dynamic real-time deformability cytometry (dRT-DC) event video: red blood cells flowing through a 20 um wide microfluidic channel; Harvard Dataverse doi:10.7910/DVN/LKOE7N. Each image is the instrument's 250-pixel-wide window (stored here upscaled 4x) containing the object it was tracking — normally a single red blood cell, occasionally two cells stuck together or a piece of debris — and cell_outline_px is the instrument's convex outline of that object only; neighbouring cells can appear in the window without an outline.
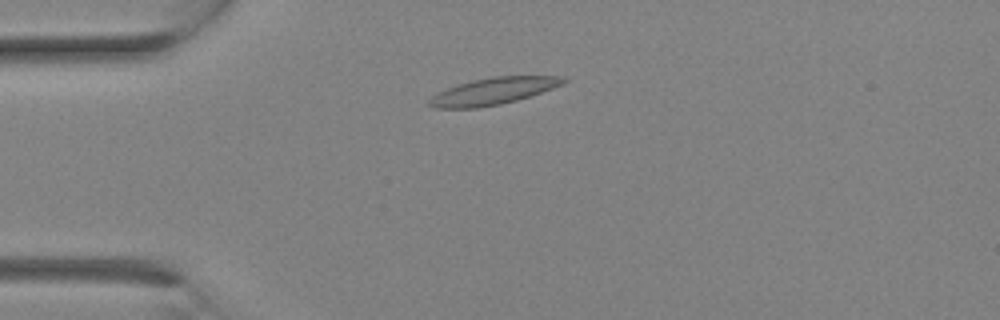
{"species": "Egyptian fruit bat (a non-hibernating species)", "species_latin": "Rousettus aegyptiacus", "temperature_condition": "room temperature", "stored_images_in_passage": 10, "camera_frame_rate_fps": 3000, "um_per_image_px": 0.085, "animal": {"sex": "female"}, "frame": {"image": 1, "passage_image": 5, "time_ms": 1.333, "image_size_px": [1000, 320], "cell_outline_px": [[568, 80], [564, 84], [516, 100], [500, 104], [476, 108], [436, 108], [428, 104], [428, 100], [432, 96], [448, 88], [472, 80], [492, 76], [564, 76]], "centroid_in_image_um": [41.94, 7.74], "position_along_channel_um": 43.1, "area_um2": 20.69}}
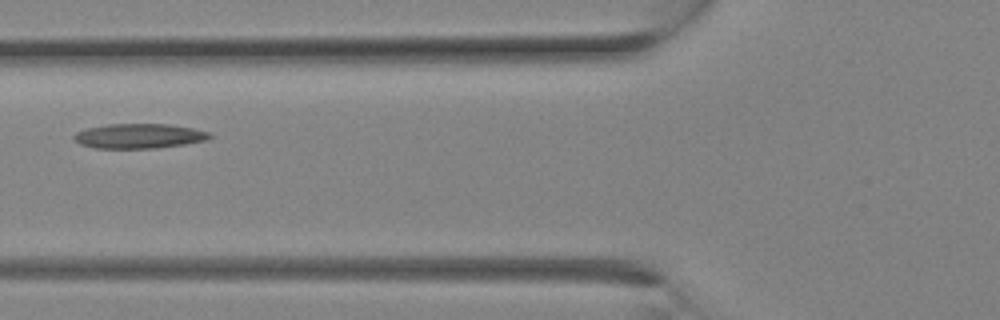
{"frame": {"image": 2, "passage_image": 9, "time_ms": 2.667, "image_size_px": [1000, 320], "cell_outline_px": [[212, 136], [208, 140], [184, 144], [156, 148], [96, 148], [80, 144], [72, 136], [76, 132], [88, 128], [108, 124], [168, 124], [192, 128], [208, 132]], "centroid_in_image_um": [11.82, 11.56], "position_along_channel_um": 114.0, "area_um2": 19.42}}